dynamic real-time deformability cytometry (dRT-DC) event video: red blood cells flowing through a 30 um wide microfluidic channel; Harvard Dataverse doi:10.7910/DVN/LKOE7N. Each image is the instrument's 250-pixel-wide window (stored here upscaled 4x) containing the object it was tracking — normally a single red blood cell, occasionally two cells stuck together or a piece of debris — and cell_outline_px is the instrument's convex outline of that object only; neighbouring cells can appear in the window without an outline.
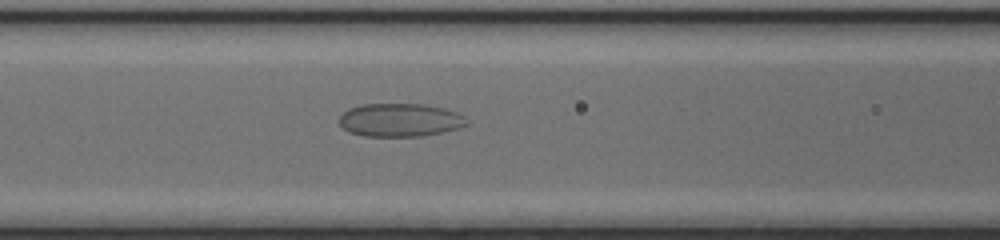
{"species": "common noctule bat (a hibernating species)", "species_latin": "Nyctalus noctula", "temperature_condition": "cold", "stored_images_in_passage": 50, "camera_frame_rate_fps": 3000, "um_per_image_px": 0.085, "animal": {"sex": "female", "body_mass_g": 17.0, "forearm_length_mm": 48.0}, "frame": {"image": 1, "passage_image": 21, "time_ms": 6.667, "image_size_px": [1000, 240], "cell_outline_px": [[468, 124], [460, 128], [424, 136], [364, 136], [348, 132], [340, 124], [340, 116], [348, 108], [360, 104], [424, 104], [444, 108], [456, 112], [464, 116]], "centroid_in_image_um": [34.0, 10.2], "position_along_channel_um": 132.6, "area_um2": 24.8}}
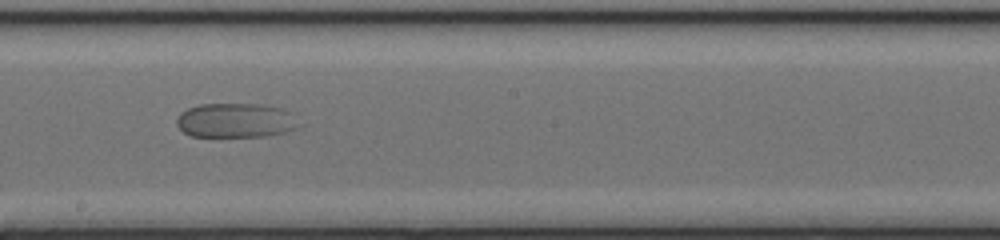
{"frame": {"image": 2, "passage_image": 28, "time_ms": 9.0, "image_size_px": [1000, 240], "cell_outline_px": [[304, 124], [300, 128], [268, 136], [192, 136], [184, 132], [176, 124], [176, 120], [180, 112], [188, 108], [200, 104], [260, 104], [280, 108], [288, 112]], "centroid_in_image_um": [20.06, 10.24], "position_along_channel_um": 228.1, "area_um2": 24.68}}
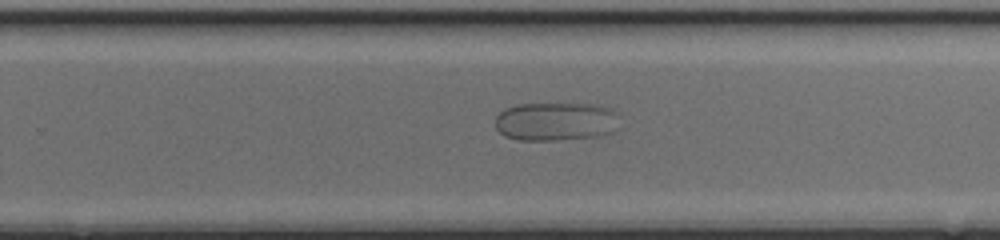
{"frame": {"image": 3, "passage_image": 32, "time_ms": 10.333, "image_size_px": [1000, 240], "cell_outline_px": [[616, 112], [612, 132], [600, 136], [552, 140], [520, 140], [504, 136], [496, 128], [496, 116], [504, 108], [516, 104], [600, 104], [612, 108]], "centroid_in_image_um": [47.19, 10.31], "position_along_channel_um": 282.6, "area_um2": 27.8}}